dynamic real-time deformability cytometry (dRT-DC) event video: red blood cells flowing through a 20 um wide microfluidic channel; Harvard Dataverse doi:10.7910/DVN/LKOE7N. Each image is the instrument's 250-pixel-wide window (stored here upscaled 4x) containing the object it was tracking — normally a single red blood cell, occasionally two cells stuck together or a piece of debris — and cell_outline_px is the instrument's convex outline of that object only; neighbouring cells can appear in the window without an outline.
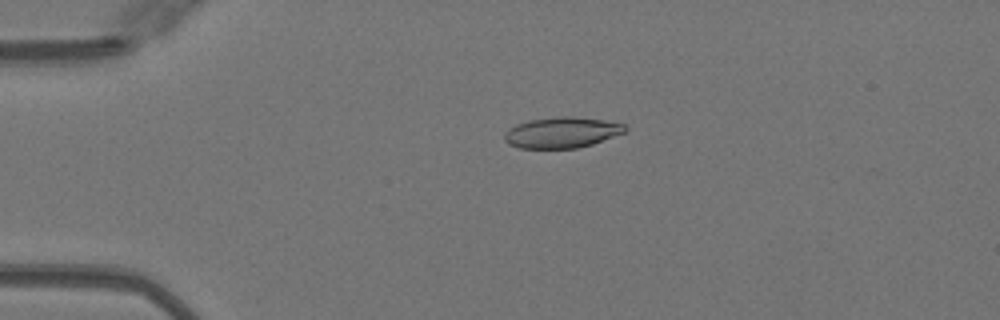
{"species": "Egyptian fruit bat (a non-hibernating species)", "species_latin": "Rousettus aegyptiacus", "temperature_condition": "warm", "stored_images_in_passage": 24, "camera_frame_rate_fps": 3000, "um_per_image_px": 0.085, "animal": {"sex": "female"}, "frame": {"image": 1, "passage_image": 1, "time_ms": 0.0, "image_size_px": [1000, 320], "cell_outline_px": [[628, 128], [624, 132], [592, 144], [576, 148], [520, 148], [508, 144], [504, 140], [504, 136], [516, 124], [528, 120], [560, 116], [572, 116], [604, 120], [624, 124]], "centroid_in_image_um": [47.76, 11.26], "position_along_channel_um": 37.2, "area_um2": 21.44}}
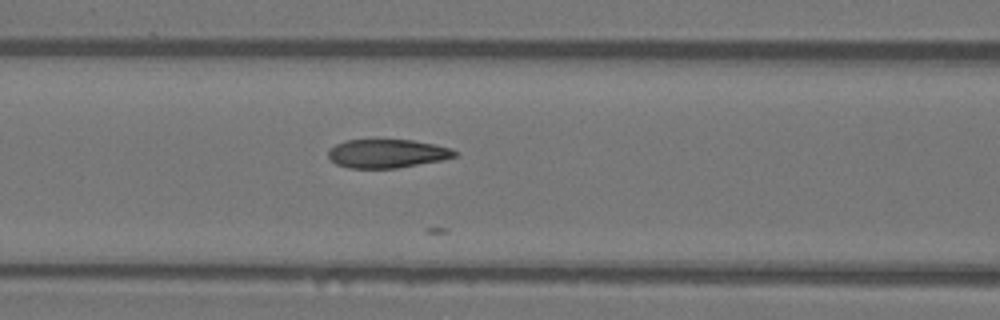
{"frame": {"image": 2, "passage_image": 11, "time_ms": 3.333, "image_size_px": [1000, 320], "cell_outline_px": [[456, 156], [440, 160], [396, 168], [348, 168], [336, 164], [328, 156], [328, 148], [344, 140], [412, 140], [452, 148], [456, 152]], "centroid_in_image_um": [32.85, 13.05], "position_along_channel_um": 133.7, "area_um2": 20.92}}
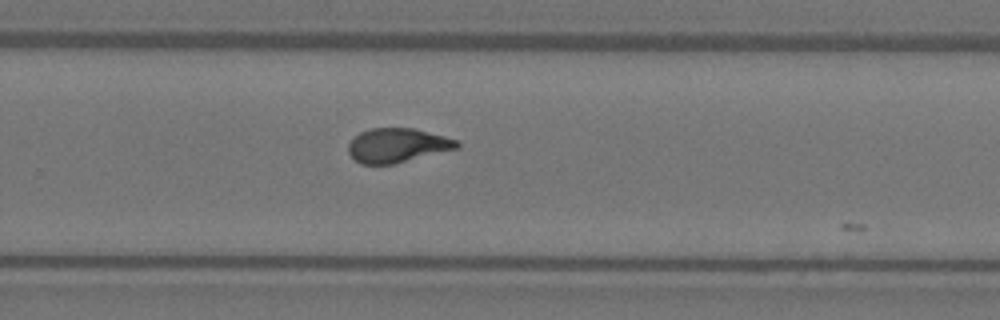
{"frame": {"image": 3, "passage_image": 23, "time_ms": 7.333, "image_size_px": [1000, 320], "cell_outline_px": [[460, 148], [396, 164], [360, 164], [348, 152], [348, 144], [360, 132], [372, 128], [412, 128], [460, 140]], "centroid_in_image_um": [33.82, 12.37], "position_along_channel_um": 296.0, "area_um2": 21.79}}